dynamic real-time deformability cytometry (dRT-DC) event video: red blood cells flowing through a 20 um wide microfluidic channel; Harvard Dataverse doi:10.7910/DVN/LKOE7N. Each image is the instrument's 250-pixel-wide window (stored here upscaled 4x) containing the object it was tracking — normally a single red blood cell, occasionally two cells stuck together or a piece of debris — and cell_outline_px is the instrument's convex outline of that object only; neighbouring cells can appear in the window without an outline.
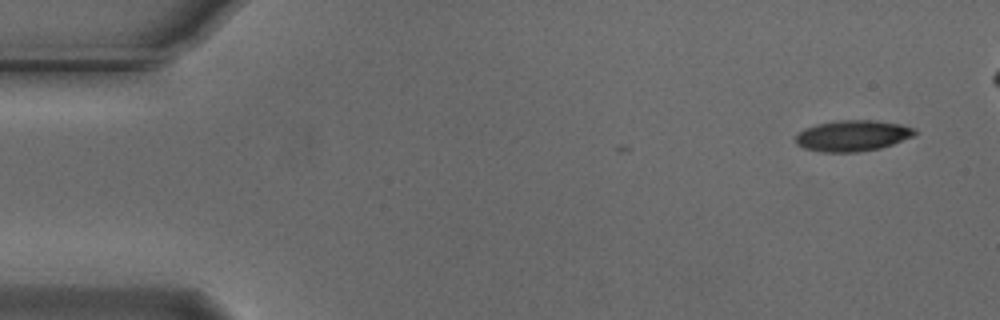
{"species": "Egyptian fruit bat (a non-hibernating species)", "species_latin": "Rousettus aegyptiacus", "temperature_condition": "cold", "stored_images_in_passage": 4, "camera_frame_rate_fps": 3000, "um_per_image_px": 0.085, "animal": {"sex": "male"}, "frame": {"image": 1, "passage_image": 1, "time_ms": 0.0, "image_size_px": [1000, 320], "cell_outline_px": [[916, 132], [912, 136], [892, 144], [880, 148], [856, 152], [820, 152], [804, 148], [796, 144], [796, 136], [804, 128], [816, 124], [836, 120], [872, 120], [900, 124], [912, 128]], "centroid_in_image_um": [72.41, 11.53], "position_along_channel_um": 12.6, "area_um2": 21.33}}